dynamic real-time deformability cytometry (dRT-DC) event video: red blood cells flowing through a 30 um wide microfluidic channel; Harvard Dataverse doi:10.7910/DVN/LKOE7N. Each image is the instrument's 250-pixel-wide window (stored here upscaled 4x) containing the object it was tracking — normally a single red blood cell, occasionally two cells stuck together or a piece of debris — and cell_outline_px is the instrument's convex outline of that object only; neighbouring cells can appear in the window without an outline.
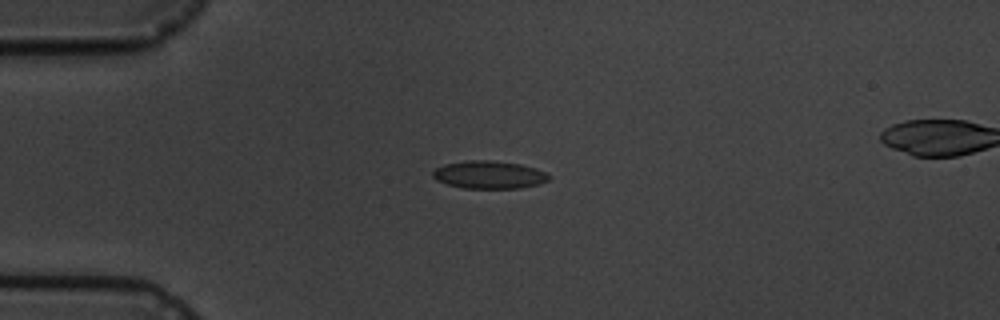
{"species": "common noctule bat (a hibernating species)", "species_latin": "Nyctalus noctula", "temperature_condition": "cold", "stored_images_in_passage": 5, "camera_frame_rate_fps": 3000, "um_per_image_px": 0.085, "animal": {"sex": "male", "body_mass_g": 19.5, "forearm_length_mm": 54.6}, "frame": {"image": 1, "passage_image": 4, "time_ms": 3.333, "image_size_px": [1000, 320], "cell_outline_px": [[552, 176], [548, 180], [540, 184], [520, 188], [464, 188], [448, 184], [436, 180], [432, 176], [432, 172], [436, 168], [444, 164], [468, 160], [492, 160], [520, 164], [536, 168]], "centroid_in_image_um": [41.58, 14.85], "position_along_channel_um": 43.4, "area_um2": 18.84}}